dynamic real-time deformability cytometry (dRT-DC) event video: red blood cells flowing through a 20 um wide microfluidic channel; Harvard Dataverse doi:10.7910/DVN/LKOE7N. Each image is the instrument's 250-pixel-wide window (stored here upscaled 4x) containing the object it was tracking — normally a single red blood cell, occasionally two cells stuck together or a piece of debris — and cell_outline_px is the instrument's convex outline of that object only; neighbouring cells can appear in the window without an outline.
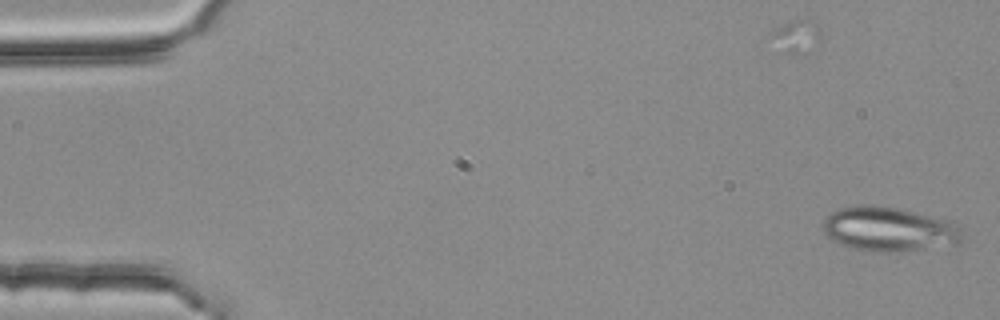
{"species": "common noctule bat (a hibernating species)", "species_latin": "Nyctalus noctula", "temperature_condition": "room temperature", "stored_images_in_passage": 4, "camera_frame_rate_fps": 3000, "um_per_image_px": 0.085, "animal": {"sex": "female", "body_mass_g": 25.1}, "frame": {"image": 1, "passage_image": 1, "time_ms": 0.0, "image_size_px": [1000, 320], "cell_outline_px": [[964, 240], [960, 244], [900, 252], [872, 252], [856, 248], [832, 240], [824, 232], [824, 220], [832, 212], [840, 208], [860, 204], [868, 204], [896, 208], [948, 220], [956, 224], [960, 228]], "centroid_in_image_um": [75.61, 19.49], "position_along_channel_um": 9.4, "area_um2": 35.95}}